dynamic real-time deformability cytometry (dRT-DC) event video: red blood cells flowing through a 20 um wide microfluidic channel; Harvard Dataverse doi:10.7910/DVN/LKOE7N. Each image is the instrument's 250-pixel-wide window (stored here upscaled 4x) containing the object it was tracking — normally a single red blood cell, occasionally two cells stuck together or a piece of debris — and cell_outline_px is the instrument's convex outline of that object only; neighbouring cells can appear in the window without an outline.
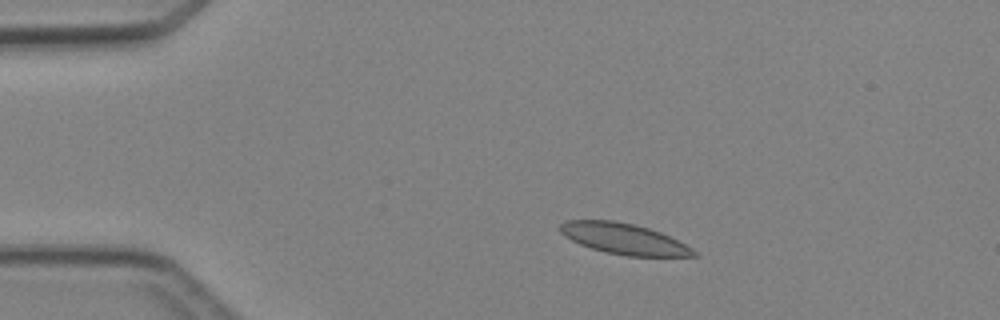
{"species": "Egyptian fruit bat (a non-hibernating species)", "species_latin": "Rousettus aegyptiacus", "temperature_condition": "cold", "stored_images_in_passage": 3, "camera_frame_rate_fps": 3000, "um_per_image_px": 0.085, "animal": {"sex": "female"}, "frame": {"image": 1, "passage_image": 2, "time_ms": 1.333, "image_size_px": [1000, 320], "cell_outline_px": [[700, 256], [628, 256], [604, 252], [580, 244], [564, 236], [560, 232], [560, 224], [564, 220], [612, 220], [636, 224], [660, 232], [692, 248]], "centroid_in_image_um": [53.0, 20.29], "position_along_channel_um": 32.0, "area_um2": 23.93}}